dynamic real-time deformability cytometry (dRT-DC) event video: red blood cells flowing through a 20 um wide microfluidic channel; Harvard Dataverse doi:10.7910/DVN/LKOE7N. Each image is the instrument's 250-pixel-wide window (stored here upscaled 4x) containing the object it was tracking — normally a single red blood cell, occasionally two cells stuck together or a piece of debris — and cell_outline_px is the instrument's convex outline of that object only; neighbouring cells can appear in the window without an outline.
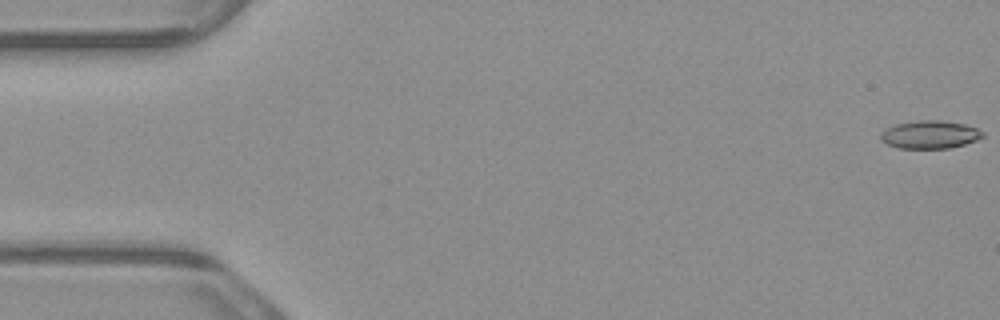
{"species": "common noctule bat (a hibernating species)", "species_latin": "Nyctalus noctula", "temperature_condition": "warm", "stored_images_in_passage": 5, "camera_frame_rate_fps": 3000, "um_per_image_px": 0.085, "animal": {"sex": "male", "body_mass_g": 23.1, "forearm_length_mm": 52.7}, "frame": {"image": 1, "passage_image": 1, "time_ms": 0.0, "image_size_px": [1000, 320], "cell_outline_px": [[984, 136], [976, 140], [964, 144], [948, 148], [896, 148], [880, 140], [880, 132], [896, 124], [920, 120], [940, 120], [964, 124], [976, 128], [984, 132]], "centroid_in_image_um": [79.03, 11.44], "position_along_channel_um": 6.0, "area_um2": 16.53}}